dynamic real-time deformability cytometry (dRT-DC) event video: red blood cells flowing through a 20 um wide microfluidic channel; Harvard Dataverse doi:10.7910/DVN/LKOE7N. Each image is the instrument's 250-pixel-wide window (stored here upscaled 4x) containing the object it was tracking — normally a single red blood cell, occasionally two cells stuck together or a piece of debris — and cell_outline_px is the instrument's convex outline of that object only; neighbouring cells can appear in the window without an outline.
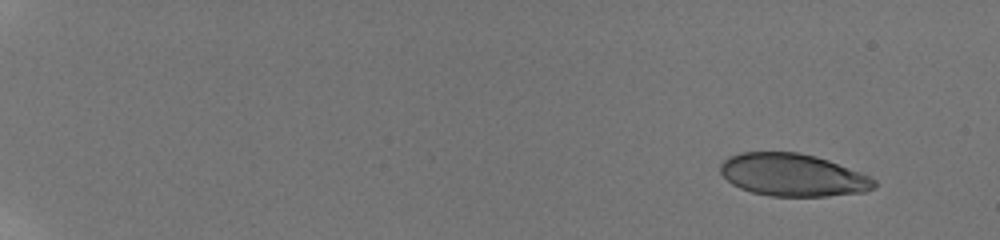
{"species": "human", "species_latin": "Homo sapiens", "temperature_condition": "room temperature", "stored_images_in_passage": 46, "camera_frame_rate_fps": 3000, "um_per_image_px": 0.085, "donor": {"sex": "male"}, "frame": {"image": 1, "passage_image": 1, "time_ms": 0.0, "image_size_px": [1000, 240], "cell_outline_px": [[876, 188], [864, 192], [828, 196], [768, 196], [752, 192], [740, 188], [732, 184], [720, 172], [720, 164], [728, 156], [740, 152], [800, 152], [816, 156], [828, 160], [860, 172], [876, 180]], "centroid_in_image_um": [67.38, 14.87], "position_along_channel_um": 17.6, "area_um2": 38.26}}
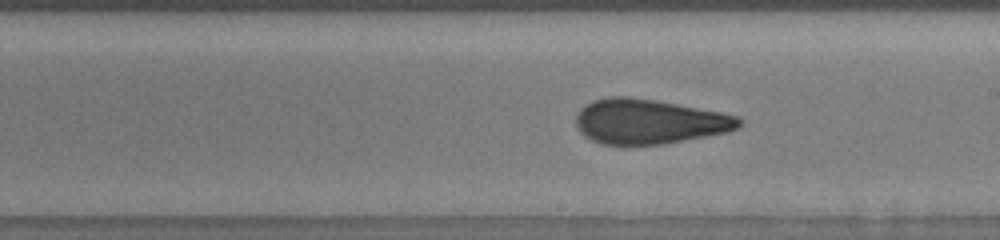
{"frame": {"image": 2, "passage_image": 33, "time_ms": 10.667, "image_size_px": [1000, 240], "cell_outline_px": [[744, 124], [728, 132], [664, 144], [600, 144], [584, 136], [580, 132], [576, 124], [576, 112], [584, 104], [592, 100], [608, 96], [628, 96], [676, 104], [720, 112], [740, 116], [744, 120]], "centroid_in_image_um": [55.16, 10.32], "position_along_channel_um": 233.8, "area_um2": 42.71}}
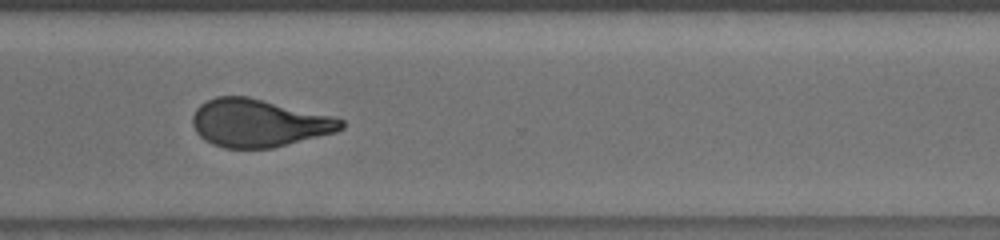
{"frame": {"image": 3, "passage_image": 42, "time_ms": 13.667, "image_size_px": [1000, 240], "cell_outline_px": [[344, 128], [336, 132], [272, 148], [224, 148], [212, 144], [204, 140], [196, 132], [192, 124], [192, 116], [196, 108], [200, 104], [216, 96], [248, 96], [332, 116], [344, 120]], "centroid_in_image_um": [21.97, 10.46], "position_along_channel_um": 348.6, "area_um2": 41.38}, "authors_computed_cell_mechanics": {"area_um2": 41.8472, "velocity_mm_per_s": 3.8341, "shape_relaxation_time_tau1_ms": null, "shape_relaxation_time_tau2_ms": 1.5624, "deformation_change_tau1": null, "deformation_change_tau2": 0.0993}}